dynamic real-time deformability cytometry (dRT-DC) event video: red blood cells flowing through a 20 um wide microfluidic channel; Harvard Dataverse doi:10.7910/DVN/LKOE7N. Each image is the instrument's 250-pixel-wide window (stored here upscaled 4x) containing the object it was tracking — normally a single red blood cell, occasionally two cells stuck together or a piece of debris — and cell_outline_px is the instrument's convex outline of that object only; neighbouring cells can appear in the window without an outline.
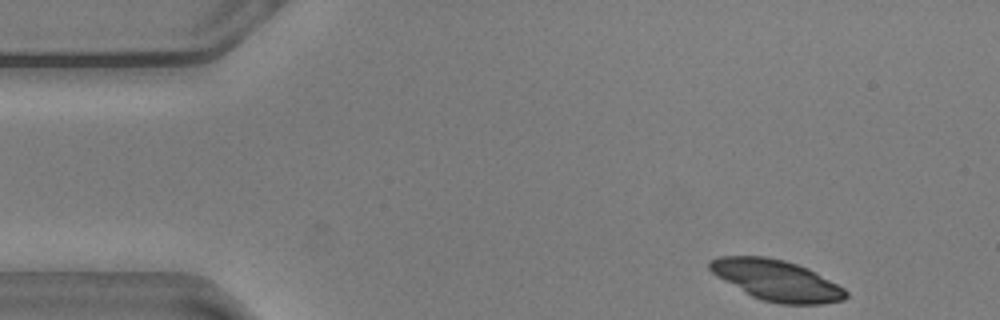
{"species": "common noctule bat (a hibernating species)", "species_latin": "Nyctalus noctula", "temperature_condition": "warm", "stored_images_in_passage": 12, "camera_frame_rate_fps": 3000, "um_per_image_px": 0.085, "animal": {"sex": "male", "body_mass_g": 20.5, "forearm_length_mm": 52.5}, "frame": {"image": 1, "passage_image": 1, "time_ms": 0.0, "image_size_px": [1000, 320], "cell_outline_px": [[848, 296], [844, 300], [824, 304], [780, 304], [764, 300], [752, 296], [716, 276], [708, 268], [708, 260], [720, 256], [764, 256], [784, 260], [808, 268], [844, 288], [848, 292]], "centroid_in_image_um": [66.01, 23.82], "position_along_channel_um": 19.0, "area_um2": 32.25}}